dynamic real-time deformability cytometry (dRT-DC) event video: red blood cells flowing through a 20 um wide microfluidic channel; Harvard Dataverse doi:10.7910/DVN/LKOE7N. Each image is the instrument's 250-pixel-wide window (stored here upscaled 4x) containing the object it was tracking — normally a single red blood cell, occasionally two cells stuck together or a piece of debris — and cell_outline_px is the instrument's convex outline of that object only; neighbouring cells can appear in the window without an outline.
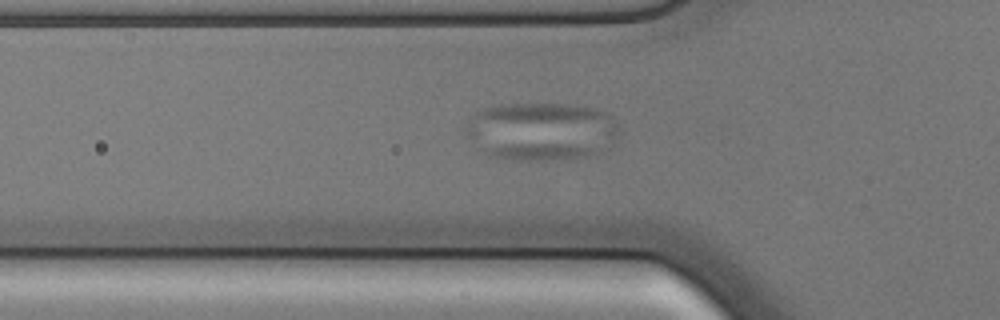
{"species": "common noctule bat (a hibernating species)", "species_latin": "Nyctalus noctula", "temperature_condition": "cold", "stored_images_in_passage": 43, "camera_frame_rate_fps": 3000, "um_per_image_px": 0.085, "animal": {"sex": "male", "body_mass_g": 17.9, "forearm_length_mm": 54.2}, "frame": {"image": 1, "passage_image": 4, "time_ms": 1.0, "image_size_px": [1000, 320], "cell_outline_px": [[596, 152], [588, 156], [572, 160], [508, 160], [488, 156], [484, 152], [484, 148], [508, 144], [572, 144], [592, 148]], "centroid_in_image_um": [45.81, 12.91], "position_along_channel_um": 80.0, "area_um2": 11.1}}